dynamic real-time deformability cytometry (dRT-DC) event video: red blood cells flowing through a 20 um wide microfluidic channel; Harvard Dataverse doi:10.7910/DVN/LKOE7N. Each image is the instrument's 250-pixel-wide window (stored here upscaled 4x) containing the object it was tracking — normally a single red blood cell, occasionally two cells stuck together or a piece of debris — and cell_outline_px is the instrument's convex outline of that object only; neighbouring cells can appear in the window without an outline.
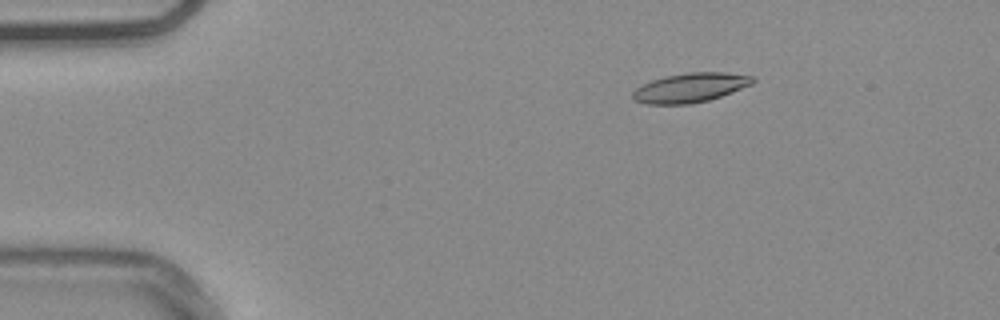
{"species": "common noctule bat (a hibernating species)", "species_latin": "Nyctalus noctula", "temperature_condition": "warm", "stored_images_in_passage": 54, "camera_frame_rate_fps": 3000, "um_per_image_px": 0.085, "animal": {"sex": "male", "body_mass_g": 20.4}, "frame": {"image": 1, "passage_image": 9, "time_ms": 2.667, "image_size_px": [1000, 320], "cell_outline_px": [[756, 80], [752, 84], [732, 92], [708, 100], [692, 104], [648, 104], [636, 100], [632, 96], [632, 92], [636, 88], [652, 80], [664, 76], [688, 72], [724, 72], [752, 76]], "centroid_in_image_um": [58.68, 7.44], "position_along_channel_um": 26.3, "area_um2": 20.4}}
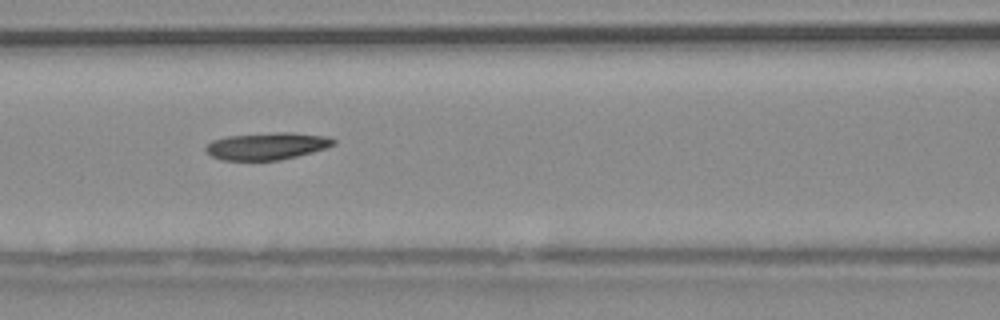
{"frame": {"image": 2, "passage_image": 24, "time_ms": 7.667, "image_size_px": [1000, 320], "cell_outline_px": [[336, 144], [312, 152], [280, 160], [224, 160], [212, 156], [204, 148], [212, 140], [228, 136], [276, 132], [292, 132], [328, 136], [336, 140]], "centroid_in_image_um": [22.72, 12.4], "position_along_channel_um": 143.9, "area_um2": 20.11}}
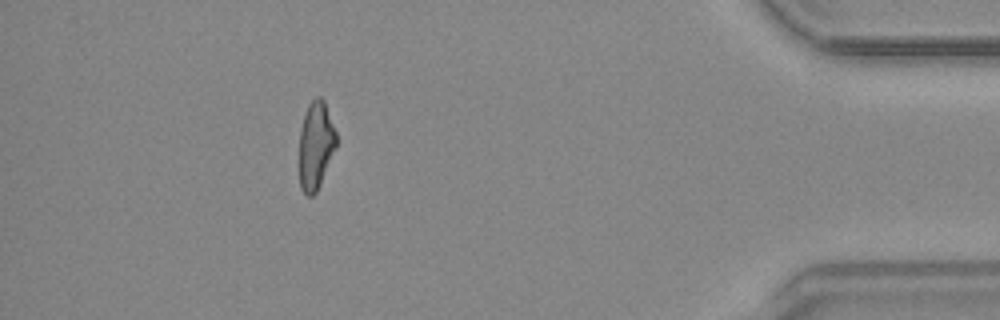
{"frame": {"image": 3, "passage_image": 49, "time_ms": 16.0, "image_size_px": [1000, 320], "cell_outline_px": [[336, 144], [320, 184], [316, 192], [312, 196], [308, 196], [300, 188], [300, 128], [308, 104], [316, 96], [320, 96], [324, 100], [336, 132]], "centroid_in_image_um": [26.83, 12.33], "position_along_channel_um": 408.4, "area_um2": 18.61}, "authors_computed_cell_mechanics": {"area_um2": 20.0566, "velocity_mm_per_s": 3.7857, "shape_relaxation_time_tau1_ms": null, "shape_relaxation_time_tau2_ms": 4.4394, "deformation_change_tau1": null, "deformation_change_tau2": 0.1366}}